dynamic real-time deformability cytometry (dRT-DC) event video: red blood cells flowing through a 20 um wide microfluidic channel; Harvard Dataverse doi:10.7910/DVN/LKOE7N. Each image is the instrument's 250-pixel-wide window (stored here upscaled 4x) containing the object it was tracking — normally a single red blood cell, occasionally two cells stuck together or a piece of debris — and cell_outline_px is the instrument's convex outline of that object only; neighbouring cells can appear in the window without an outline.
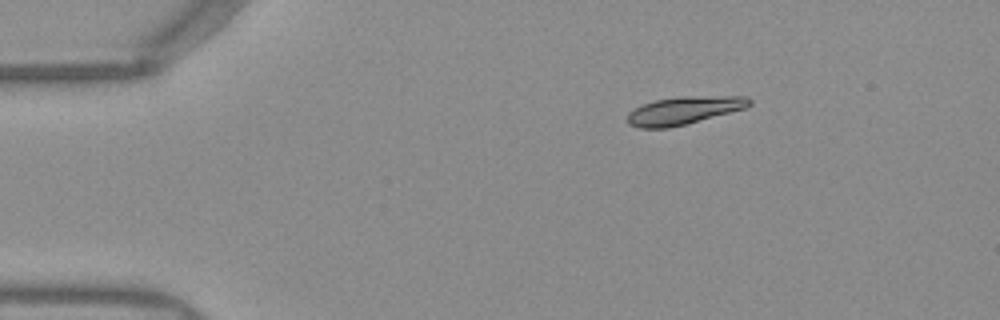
{"species": "Egyptian fruit bat (a non-hibernating species)", "species_latin": "Rousettus aegyptiacus", "temperature_condition": "warm", "stored_images_in_passage": 44, "camera_frame_rate_fps": 3000, "um_per_image_px": 0.085, "frame": {"image": 1, "passage_image": 1, "time_ms": 0.0, "image_size_px": [1000, 320], "cell_outline_px": [[752, 104], [744, 108], [684, 124], [668, 128], [640, 128], [628, 124], [628, 112], [644, 104], [656, 100], [680, 96], [748, 96], [752, 100]], "centroid_in_image_um": [58.14, 9.37], "position_along_channel_um": 26.9, "area_um2": 19.48}}
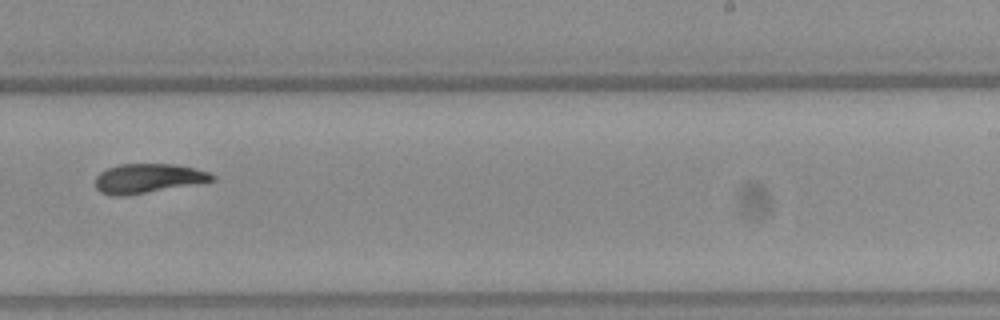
{"frame": {"image": 2, "passage_image": 25, "time_ms": 8.0, "image_size_px": [1000, 320], "cell_outline_px": [[216, 180], [124, 196], [112, 196], [100, 192], [96, 188], [96, 176], [100, 172], [108, 168], [120, 164], [176, 164], [196, 168], [208, 172], [216, 176]], "centroid_in_image_um": [12.57, 15.15], "position_along_channel_um": 276.4, "area_um2": 19.88}}
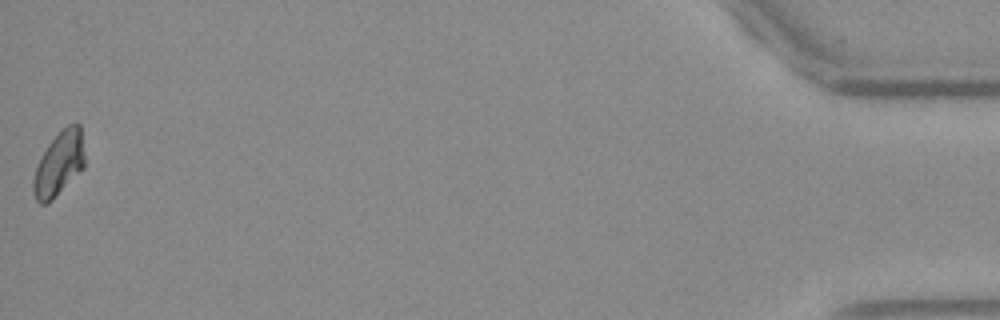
{"frame": {"image": 3, "passage_image": 44, "time_ms": 14.333, "image_size_px": [1000, 320], "cell_outline_px": [[84, 168], [48, 204], [40, 204], [36, 200], [32, 192], [32, 180], [36, 168], [48, 144], [68, 124], [80, 124], [84, 156]], "centroid_in_image_um": [5.0, 13.97], "position_along_channel_um": 430.2, "area_um2": 18.96}, "authors_computed_cell_mechanics": {"area_um2": 19.8832, "velocity_mm_per_s": 3.9379, "shape_relaxation_time_tau1_ms": null, "shape_relaxation_time_tau2_ms": 2.8533, "deformation_change_tau1": null, "deformation_change_tau2": 0.0714}}